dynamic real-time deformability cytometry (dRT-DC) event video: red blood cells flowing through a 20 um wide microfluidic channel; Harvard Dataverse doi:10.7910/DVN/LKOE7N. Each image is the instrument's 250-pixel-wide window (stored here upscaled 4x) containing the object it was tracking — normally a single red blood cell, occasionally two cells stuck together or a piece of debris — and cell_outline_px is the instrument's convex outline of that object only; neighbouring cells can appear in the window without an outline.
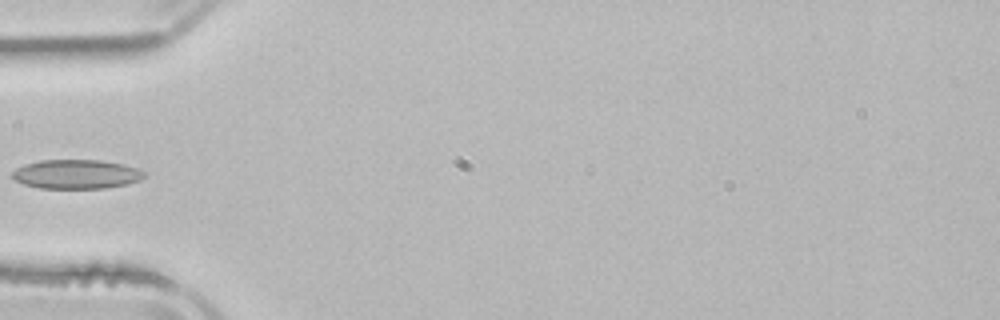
{"species": "common noctule bat (a hibernating species)", "species_latin": "Nyctalus noctula", "temperature_condition": "room temperature", "stored_images_in_passage": 4, "camera_frame_rate_fps": 3000, "um_per_image_px": 0.085, "animal": {"sex": "male", "body_mass_g": 21.5, "forearm_length_mm": 52.0}, "frame": {"image": 1, "passage_image": 4, "time_ms": 4.0, "image_size_px": [1000, 320], "cell_outline_px": [[148, 176], [140, 180], [128, 184], [104, 188], [40, 188], [24, 184], [16, 180], [12, 176], [12, 172], [16, 168], [24, 164], [40, 160], [100, 160], [124, 164], [148, 172]], "centroid_in_image_um": [6.54, 14.8], "position_along_channel_um": 78.5, "area_um2": 22.6}}